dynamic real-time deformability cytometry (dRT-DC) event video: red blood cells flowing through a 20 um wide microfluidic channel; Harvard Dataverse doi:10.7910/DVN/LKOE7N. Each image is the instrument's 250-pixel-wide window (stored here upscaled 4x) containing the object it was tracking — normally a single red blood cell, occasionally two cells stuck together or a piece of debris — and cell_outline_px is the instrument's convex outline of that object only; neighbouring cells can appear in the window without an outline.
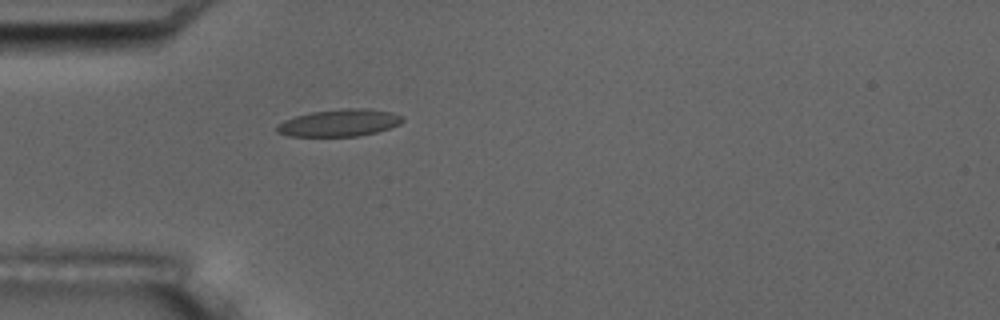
{"species": "common noctule bat (a hibernating species)", "species_latin": "Nyctalus noctula", "temperature_condition": "room temperature", "stored_images_in_passage": 4, "camera_frame_rate_fps": 3000, "um_per_image_px": 0.085, "animal": {"sex": "male", "body_mass_g": 17.5, "forearm_length_mm": 52.3}, "frame": {"image": 1, "passage_image": 4, "time_ms": 4.333, "image_size_px": [1000, 320], "cell_outline_px": [[404, 120], [400, 124], [376, 132], [356, 136], [288, 136], [276, 132], [276, 128], [284, 120], [296, 116], [312, 112], [340, 108], [368, 108], [392, 112], [404, 116]], "centroid_in_image_um": [28.88, 10.43], "position_along_channel_um": 56.1, "area_um2": 19.88}}